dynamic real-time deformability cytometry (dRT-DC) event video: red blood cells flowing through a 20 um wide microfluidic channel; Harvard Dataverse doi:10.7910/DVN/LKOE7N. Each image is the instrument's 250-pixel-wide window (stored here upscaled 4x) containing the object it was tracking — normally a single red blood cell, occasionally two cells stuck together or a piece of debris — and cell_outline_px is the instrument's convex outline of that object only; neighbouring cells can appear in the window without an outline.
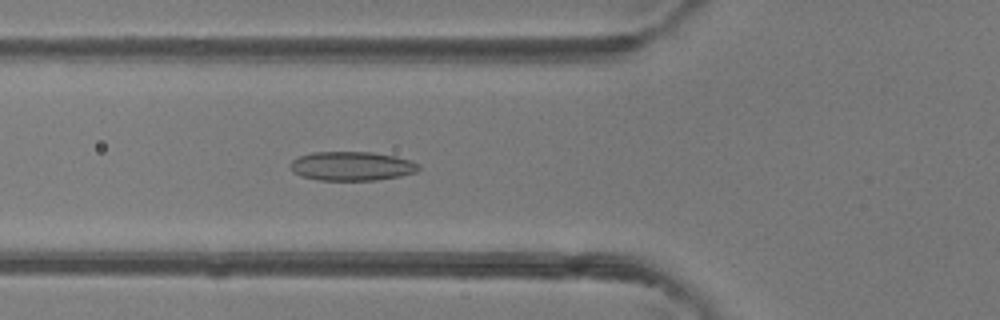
{"species": "common noctule bat (a hibernating species)", "species_latin": "Nyctalus noctula", "temperature_condition": "room temperature", "stored_images_in_passage": 46, "camera_frame_rate_fps": 3000, "um_per_image_px": 0.085, "animal": {"sex": "female"}, "frame": {"image": 1, "passage_image": 15, "time_ms": 4.667, "image_size_px": [1000, 320], "cell_outline_px": [[420, 168], [416, 172], [400, 176], [376, 180], [320, 180], [300, 176], [292, 172], [288, 164], [292, 160], [300, 156], [312, 152], [372, 152], [396, 156], [412, 160], [420, 164]], "centroid_in_image_um": [29.9, 14.11], "position_along_channel_um": 95.9, "area_um2": 21.96}}
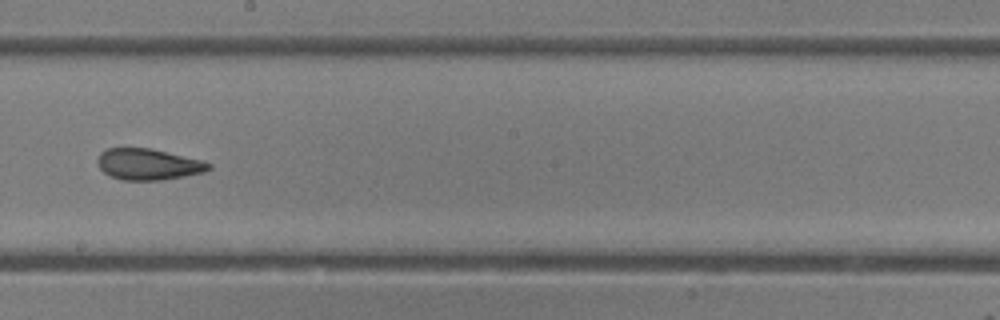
{"frame": {"image": 2, "passage_image": 25, "time_ms": 8.0, "image_size_px": [1000, 320], "cell_outline_px": [[212, 168], [204, 172], [164, 180], [124, 180], [112, 176], [104, 172], [100, 168], [96, 160], [100, 152], [108, 148], [152, 148], [204, 160], [212, 164]], "centroid_in_image_um": [12.64, 13.95], "position_along_channel_um": 235.6, "area_um2": 20.4}}
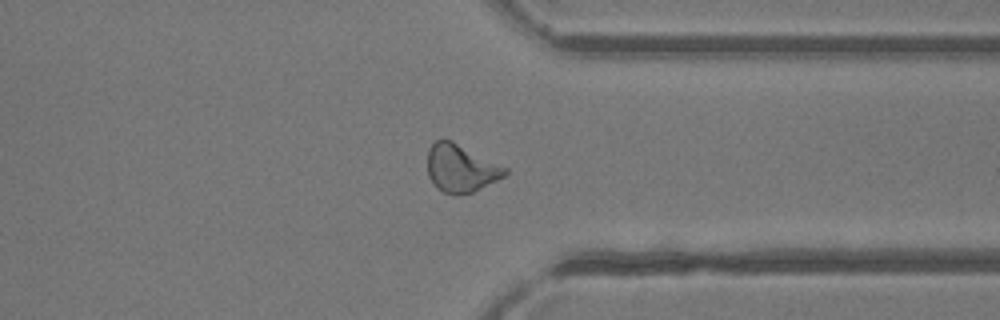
{"frame": {"image": 3, "passage_image": 35, "time_ms": 11.333, "image_size_px": [1000, 320], "cell_outline_px": [[508, 172], [504, 176], [472, 192], [456, 196], [444, 192], [436, 188], [432, 184], [428, 176], [428, 148], [436, 140], [452, 140], [508, 168]], "centroid_in_image_um": [39.15, 14.31], "position_along_channel_um": 372.3, "area_um2": 21.56}, "authors_computed_cell_mechanics": {"area_um2": 21.4438, "velocity_mm_per_s": 4.1764, "shape_relaxation_time_tau1_ms": 6.9868, "shape_relaxation_time_tau2_ms": 2.8064, "deformation_change_tau1": 0.1656, "deformation_change_tau2": 0.0986}}